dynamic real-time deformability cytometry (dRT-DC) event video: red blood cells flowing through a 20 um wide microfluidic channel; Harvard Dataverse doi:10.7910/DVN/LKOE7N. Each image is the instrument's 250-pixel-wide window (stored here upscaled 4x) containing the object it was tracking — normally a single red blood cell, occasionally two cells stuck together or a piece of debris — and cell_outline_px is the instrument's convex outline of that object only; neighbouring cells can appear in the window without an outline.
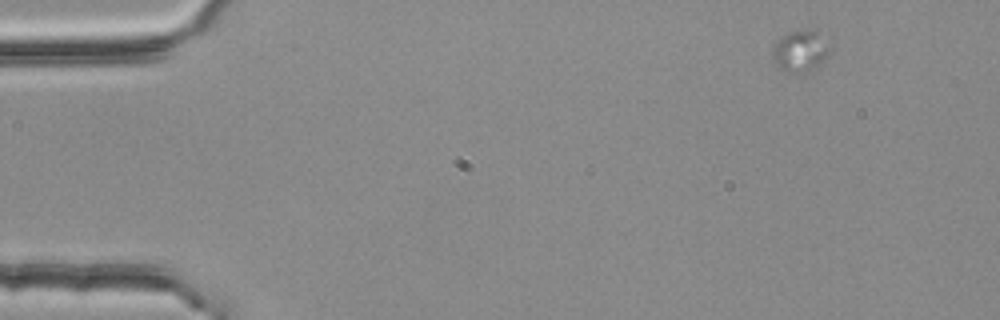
{"species": "common noctule bat (a hibernating species)", "species_latin": "Nyctalus noctula", "temperature_condition": "room temperature", "stored_images_in_passage": 18, "camera_frame_rate_fps": 3000, "um_per_image_px": 0.085, "animal": {"sex": "female", "body_mass_g": 25.1}, "frame": {"image": 1, "passage_image": 3, "time_ms": 0.667, "image_size_px": [1000, 320], "cell_outline_px": [[832, 52], [820, 64], [808, 72], [784, 72], [776, 68], [772, 60], [772, 44], [780, 36], [788, 32], [804, 28], [816, 28], [832, 40]], "centroid_in_image_um": [68.08, 4.27], "position_along_channel_um": 16.9, "area_um2": 15.2}}